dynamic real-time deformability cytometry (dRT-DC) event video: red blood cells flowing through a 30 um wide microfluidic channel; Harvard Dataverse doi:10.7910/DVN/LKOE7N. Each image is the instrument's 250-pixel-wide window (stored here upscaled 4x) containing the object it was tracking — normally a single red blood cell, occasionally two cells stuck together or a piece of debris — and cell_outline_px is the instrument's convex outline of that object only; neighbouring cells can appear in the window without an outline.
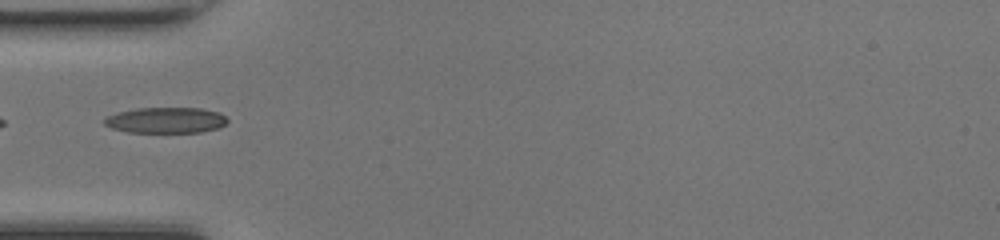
{"species": "common noctule bat (a hibernating species)", "species_latin": "Nyctalus noctula", "temperature_condition": "room temperature", "stored_images_in_passage": 15, "camera_frame_rate_fps": 3000, "um_per_image_px": 0.085, "animal": {"sex": "female", "body_mass_g": 17.0, "forearm_length_mm": 48.0}, "frame": {"image": 1, "passage_image": 1, "time_ms": 0.0, "image_size_px": [1000, 240], "cell_outline_px": [[228, 120], [220, 128], [200, 132], [128, 132], [112, 128], [104, 124], [104, 120], [108, 116], [120, 112], [136, 108], [200, 108], [220, 112]], "centroid_in_image_um": [14.13, 10.22], "position_along_channel_um": 70.9, "area_um2": 18.38}}
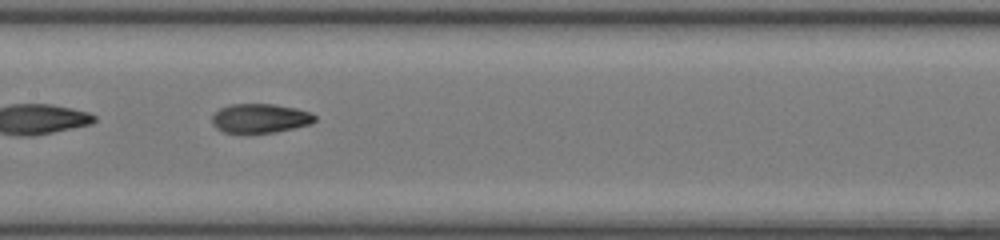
{"frame": {"image": 2, "passage_image": 9, "time_ms": 2.667, "image_size_px": [1000, 240], "cell_outline_px": [[316, 120], [312, 124], [276, 132], [224, 132], [216, 128], [212, 124], [212, 116], [220, 108], [228, 104], [272, 104], [296, 108], [312, 112], [316, 116]], "centroid_in_image_um": [22.14, 10.04], "position_along_channel_um": 185.3, "area_um2": 17.51}}